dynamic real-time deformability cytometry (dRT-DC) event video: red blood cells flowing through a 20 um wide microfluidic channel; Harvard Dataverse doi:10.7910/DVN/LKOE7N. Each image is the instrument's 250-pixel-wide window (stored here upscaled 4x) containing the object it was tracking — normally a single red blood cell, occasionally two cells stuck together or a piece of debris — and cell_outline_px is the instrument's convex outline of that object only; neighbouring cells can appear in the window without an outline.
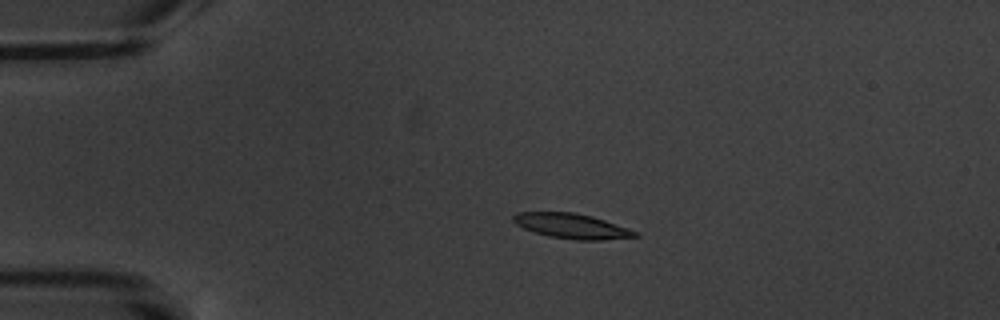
{"species": "common noctule bat (a hibernating species)", "species_latin": "Nyctalus noctula", "temperature_condition": "warm", "stored_images_in_passage": 17, "camera_frame_rate_fps": 3000, "um_per_image_px": 0.085, "animal": {"sex": "male", "body_mass_g": 20.1, "forearm_length_mm": 53.5}, "frame": {"image": 1, "passage_image": 4, "time_ms": 3.667, "image_size_px": [1000, 320], "cell_outline_px": [[640, 236], [600, 240], [576, 240], [548, 236], [524, 228], [516, 224], [512, 220], [512, 216], [516, 212], [572, 212], [592, 216], [640, 232]], "centroid_in_image_um": [48.61, 19.21], "position_along_channel_um": 36.4, "area_um2": 17.69}}
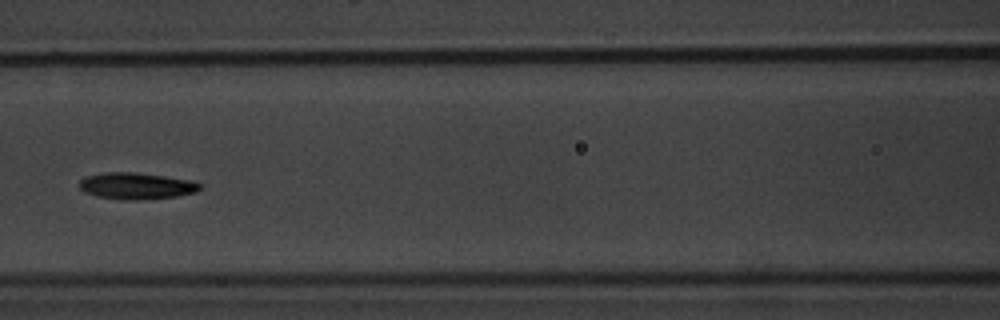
{"frame": {"image": 2, "passage_image": 8, "time_ms": 8.333, "image_size_px": [1000, 320], "cell_outline_px": [[204, 188], [196, 192], [176, 196], [136, 200], [128, 200], [96, 196], [84, 192], [80, 188], [80, 180], [84, 176], [104, 172], [136, 172], [192, 180], [200, 184]], "centroid_in_image_um": [11.59, 15.79], "position_along_channel_um": 155.0, "area_um2": 18.73}}
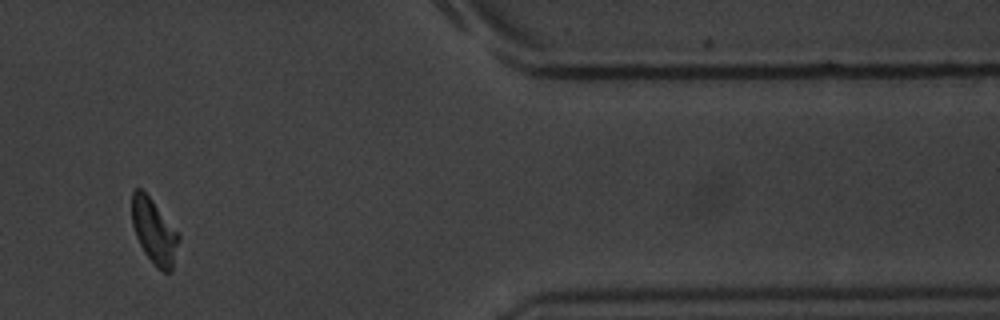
{"frame": {"image": 3, "passage_image": 15, "time_ms": 16.333, "image_size_px": [1000, 320], "cell_outline_px": [[180, 236], [172, 268], [168, 272], [164, 272], [156, 268], [144, 252], [136, 236], [132, 224], [132, 192], [136, 188], [140, 188], [152, 200], [180, 232]], "centroid_in_image_um": [13.11, 19.67], "position_along_channel_um": 398.3, "area_um2": 17.69}, "authors_computed_cell_mechanics": {"area_um2": 17.34, "velocity_mm_per_s": 3.4177, "shape_relaxation_time_tau1_ms": 2.3203, "shape_relaxation_time_tau2_ms": null, "deformation_change_tau1": 0.0835, "deformation_change_tau2": null}}